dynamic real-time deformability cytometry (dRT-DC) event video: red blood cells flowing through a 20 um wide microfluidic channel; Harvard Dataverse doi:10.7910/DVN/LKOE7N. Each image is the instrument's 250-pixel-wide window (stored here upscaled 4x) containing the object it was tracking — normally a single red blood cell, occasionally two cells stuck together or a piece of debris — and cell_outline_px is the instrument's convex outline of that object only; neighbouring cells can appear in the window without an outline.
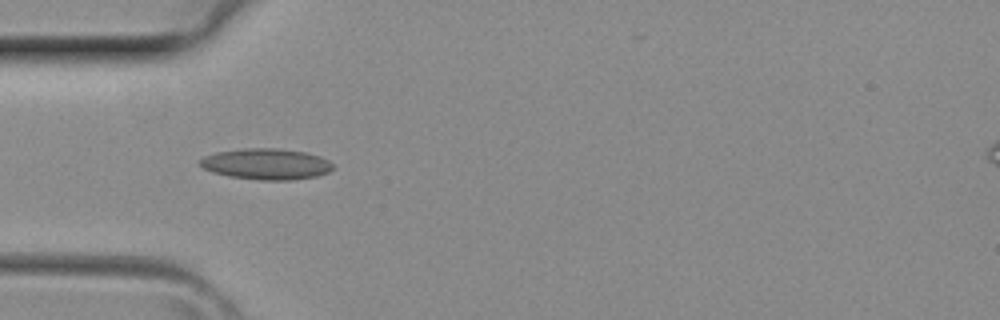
{"species": "common noctule bat (a hibernating species)", "species_latin": "Nyctalus noctula", "temperature_condition": "room temperature", "stored_images_in_passage": 39, "camera_frame_rate_fps": 3000, "um_per_image_px": 0.085, "animal": {"sex": "female", "body_mass_g": 29.2, "forearm_length_mm": 56.3}, "frame": {"image": 1, "passage_image": 11, "time_ms": 3.333, "image_size_px": [1000, 320], "cell_outline_px": [[336, 168], [328, 172], [316, 176], [292, 180], [260, 180], [228, 176], [212, 172], [204, 168], [200, 164], [200, 160], [204, 156], [216, 152], [244, 148], [280, 148], [304, 152], [320, 156], [328, 160]], "centroid_in_image_um": [22.65, 13.94], "position_along_channel_um": 62.3, "area_um2": 24.1}}
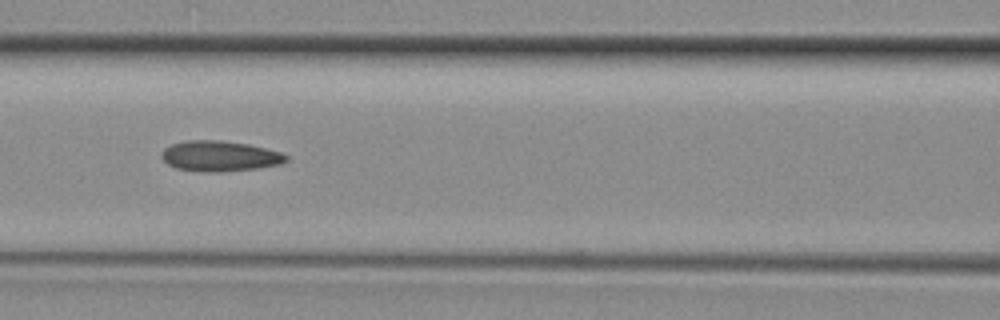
{"frame": {"image": 2, "passage_image": 16, "time_ms": 5.0, "image_size_px": [1000, 320], "cell_outline_px": [[288, 160], [280, 164], [256, 168], [220, 172], [208, 172], [176, 168], [168, 164], [160, 156], [160, 152], [164, 148], [172, 144], [188, 140], [220, 140], [248, 144], [280, 152], [288, 156]], "centroid_in_image_um": [18.65, 13.26], "position_along_channel_um": 147.9, "area_um2": 22.02}}
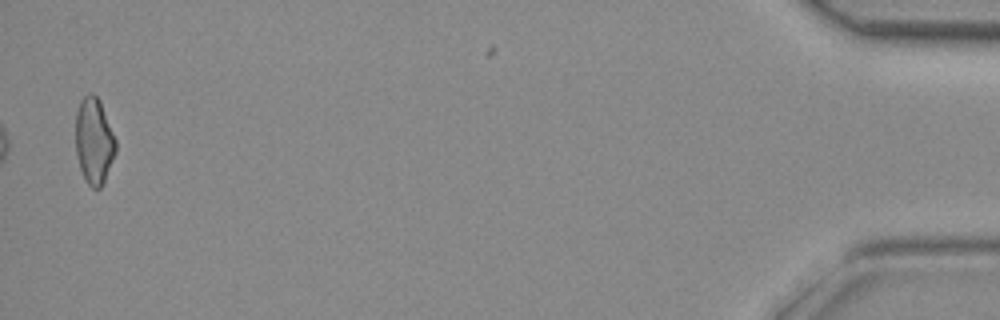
{"frame": {"image": 3, "passage_image": 38, "time_ms": 12.333, "image_size_px": [1000, 320], "cell_outline_px": [[116, 152], [104, 180], [100, 188], [92, 188], [88, 184], [80, 168], [76, 152], [76, 112], [80, 100], [88, 92], [92, 92], [100, 100], [116, 140]], "centroid_in_image_um": [7.99, 11.94], "position_along_channel_um": 427.2, "area_um2": 20.06}}